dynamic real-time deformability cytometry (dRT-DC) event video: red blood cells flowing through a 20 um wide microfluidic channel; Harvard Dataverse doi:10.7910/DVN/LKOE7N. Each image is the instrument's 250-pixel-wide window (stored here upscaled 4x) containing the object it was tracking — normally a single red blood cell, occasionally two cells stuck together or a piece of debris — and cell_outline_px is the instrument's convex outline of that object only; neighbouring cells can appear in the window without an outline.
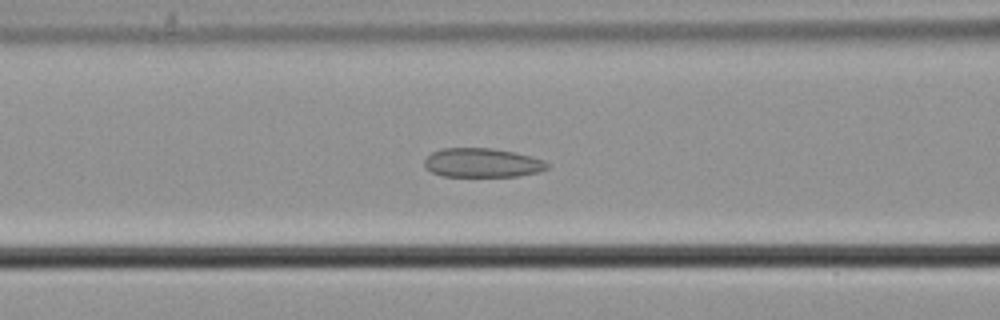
{"species": "common noctule bat (a hibernating species)", "species_latin": "Nyctalus noctula", "temperature_condition": "cold", "stored_images_in_passage": 57, "camera_frame_rate_fps": 3000, "um_per_image_px": 0.085, "animal": {"sex": "male", "body_mass_g": 21.5, "forearm_length_mm": 52.0}, "frame": {"image": 1, "passage_image": 24, "time_ms": 7.667, "image_size_px": [1000, 320], "cell_outline_px": [[548, 168], [540, 172], [516, 176], [444, 176], [432, 172], [424, 168], [424, 160], [432, 152], [440, 148], [492, 148], [532, 156], [544, 160], [548, 164]], "centroid_in_image_um": [40.98, 13.83], "position_along_channel_um": 125.6, "area_um2": 20.87}}
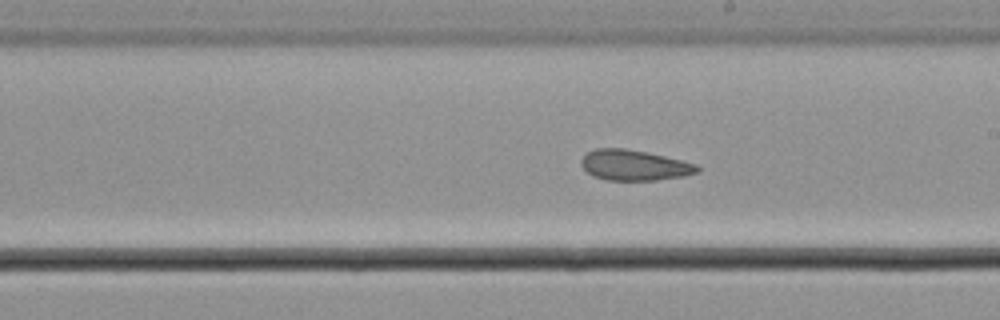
{"frame": {"image": 2, "passage_image": 33, "time_ms": 10.667, "image_size_px": [1000, 320], "cell_outline_px": [[700, 172], [684, 176], [656, 180], [608, 180], [592, 176], [580, 164], [580, 160], [588, 152], [596, 148], [624, 148], [664, 156], [696, 164], [700, 168]], "centroid_in_image_um": [53.9, 14.05], "position_along_channel_um": 235.1, "area_um2": 20.52}}
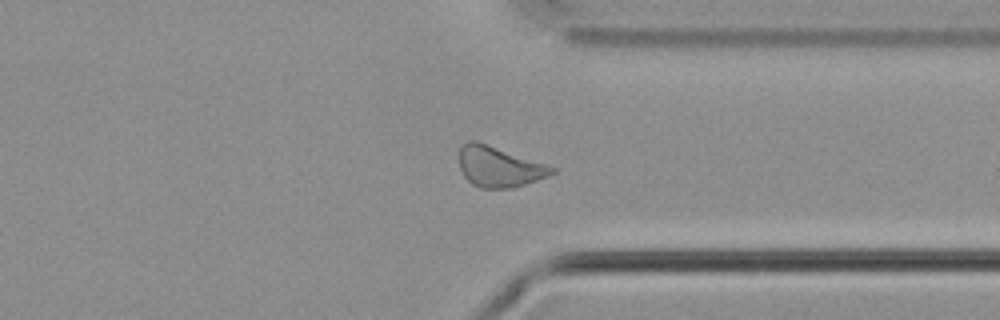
{"frame": {"image": 3, "passage_image": 44, "time_ms": 14.333, "image_size_px": [1000, 320], "cell_outline_px": [[556, 172], [548, 176], [512, 188], [480, 188], [472, 184], [464, 176], [460, 168], [460, 148], [468, 140], [476, 140], [556, 168]], "centroid_in_image_um": [42.4, 14.18], "position_along_channel_um": 369.0, "area_um2": 21.56}, "authors_computed_cell_mechanics": {"area_um2": 22.4842, "velocity_mm_per_s": 3.653, "shape_relaxation_time_tau1_ms": null, "shape_relaxation_time_tau2_ms": 2.5004, "deformation_change_tau1": null, "deformation_change_tau2": 0.0947}}